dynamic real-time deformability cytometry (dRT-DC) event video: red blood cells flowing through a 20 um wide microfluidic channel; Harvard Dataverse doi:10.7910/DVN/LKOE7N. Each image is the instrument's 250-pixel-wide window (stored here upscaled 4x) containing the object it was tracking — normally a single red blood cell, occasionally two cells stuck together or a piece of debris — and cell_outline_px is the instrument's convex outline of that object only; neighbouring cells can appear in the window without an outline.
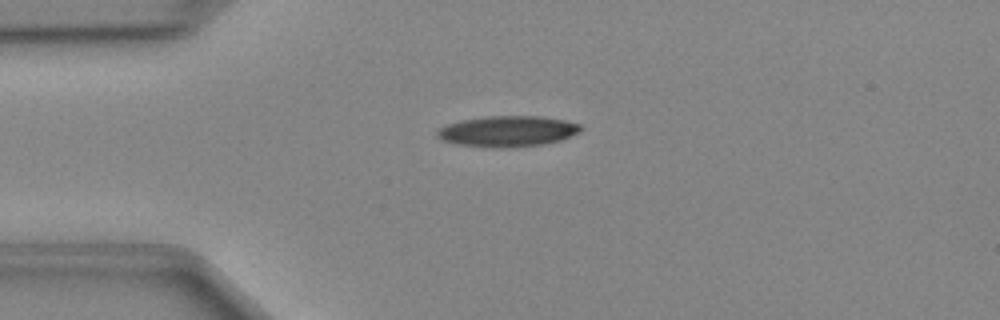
{"species": "Egyptian fruit bat (a non-hibernating species)", "species_latin": "Rousettus aegyptiacus", "temperature_condition": "cold", "stored_images_in_passage": 37, "camera_frame_rate_fps": 3000, "um_per_image_px": 0.085, "animal": {"sex": "female"}, "frame": {"image": 1, "passage_image": 1, "time_ms": 0.0, "image_size_px": [1000, 320], "cell_outline_px": [[584, 128], [580, 132], [560, 140], [544, 144], [508, 148], [492, 148], [456, 144], [440, 140], [436, 136], [436, 132], [440, 128], [448, 124], [460, 120], [488, 116], [540, 116], [564, 120], [580, 124]], "centroid_in_image_um": [43.14, 11.16], "position_along_channel_um": 41.9, "area_um2": 26.01}}
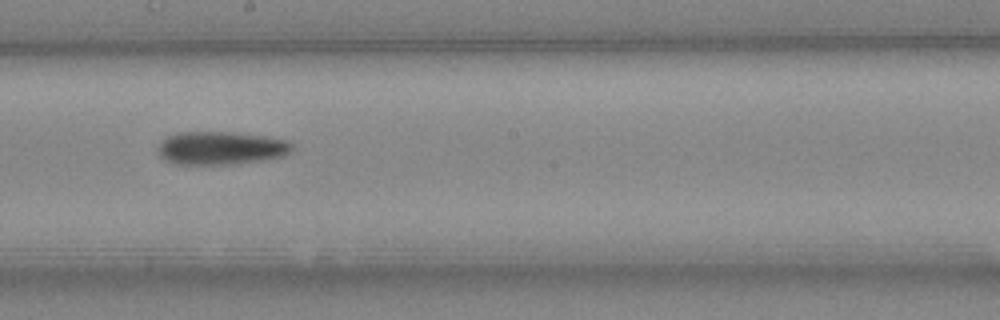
{"frame": {"image": 2, "passage_image": 16, "time_ms": 5.0, "image_size_px": [1000, 320], "cell_outline_px": [[296, 148], [292, 152], [284, 156], [264, 160], [240, 164], [176, 164], [164, 160], [160, 156], [156, 148], [160, 140], [168, 136], [180, 132], [236, 132], [264, 136], [288, 140]], "centroid_in_image_um": [18.8, 12.59], "position_along_channel_um": 229.4, "area_um2": 26.47}}
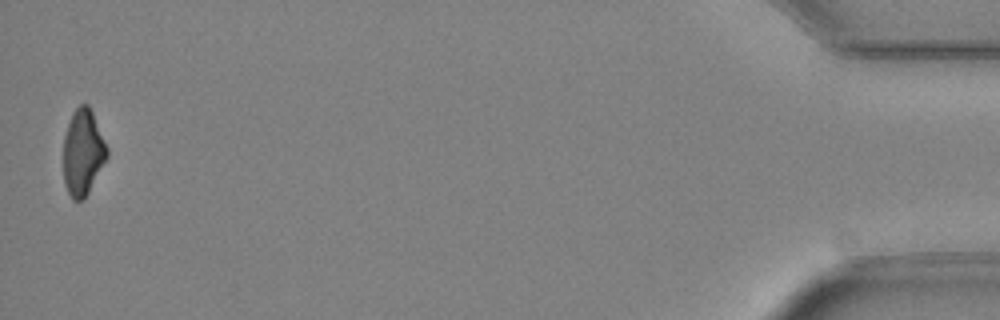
{"frame": {"image": 3, "passage_image": 37, "time_ms": 12.0, "image_size_px": [1000, 320], "cell_outline_px": [[108, 156], [84, 200], [72, 200], [64, 184], [64, 136], [72, 112], [80, 104], [88, 104], [92, 112], [108, 148]], "centroid_in_image_um": [7.04, 12.96], "position_along_channel_um": 428.2, "area_um2": 21.73}}